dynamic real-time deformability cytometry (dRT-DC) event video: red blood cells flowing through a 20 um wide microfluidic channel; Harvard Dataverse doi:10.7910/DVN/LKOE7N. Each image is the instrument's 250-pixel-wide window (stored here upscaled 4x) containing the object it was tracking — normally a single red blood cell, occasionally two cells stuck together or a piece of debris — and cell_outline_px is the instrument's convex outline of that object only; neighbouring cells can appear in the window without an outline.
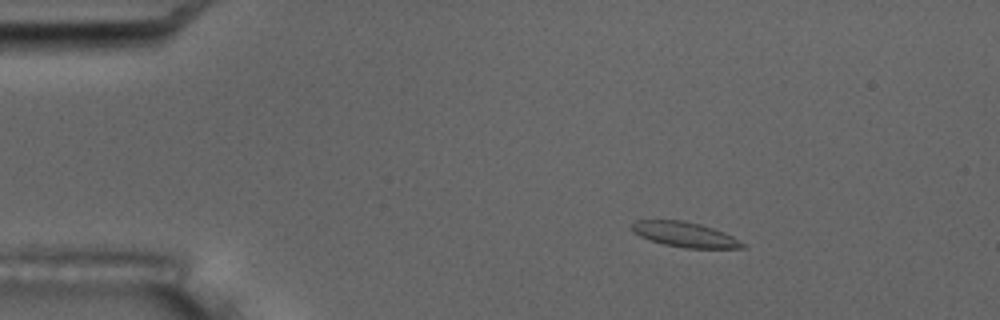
{"species": "common noctule bat (a hibernating species)", "species_latin": "Nyctalus noctula", "temperature_condition": "room temperature", "stored_images_in_passage": 5, "camera_frame_rate_fps": 3000, "um_per_image_px": 0.085, "animal": {"sex": "male", "body_mass_g": 17.5, "forearm_length_mm": 52.3}, "frame": {"image": 1, "passage_image": 2, "time_ms": 1.0, "image_size_px": [1000, 320], "cell_outline_px": [[744, 248], [684, 248], [664, 244], [640, 236], [632, 232], [632, 224], [636, 220], [684, 220], [700, 224], [724, 232], [740, 240], [744, 244]], "centroid_in_image_um": [58.21, 19.93], "position_along_channel_um": 26.8, "area_um2": 16.01}}